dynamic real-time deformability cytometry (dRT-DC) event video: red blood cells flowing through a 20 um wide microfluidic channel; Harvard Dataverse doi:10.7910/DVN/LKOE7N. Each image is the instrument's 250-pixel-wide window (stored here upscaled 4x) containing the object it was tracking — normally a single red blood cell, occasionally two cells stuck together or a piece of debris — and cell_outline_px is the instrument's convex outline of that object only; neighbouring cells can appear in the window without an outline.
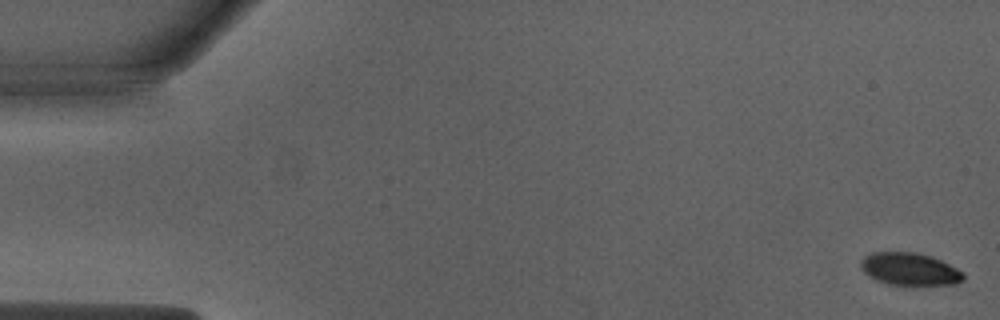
{"species": "Egyptian fruit bat (a non-hibernating species)", "species_latin": "Rousettus aegyptiacus", "temperature_condition": "warm", "stored_images_in_passage": 52, "camera_frame_rate_fps": 3000, "um_per_image_px": 0.085, "animal": {"sex": "male"}, "frame": {"image": 1, "passage_image": 1, "time_ms": 0.0, "image_size_px": [1000, 320], "cell_outline_px": [[964, 280], [956, 284], [892, 284], [876, 280], [864, 272], [860, 268], [860, 260], [864, 256], [872, 252], [916, 252], [932, 256], [964, 272]], "centroid_in_image_um": [77.31, 22.85], "position_along_channel_um": 7.7, "area_um2": 19.31}}
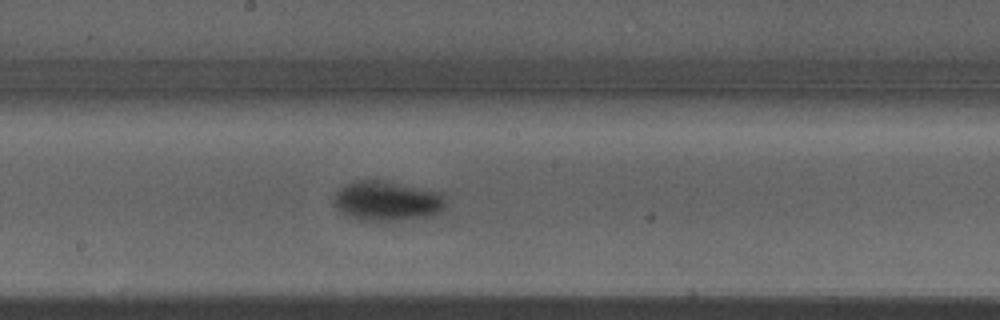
{"frame": {"image": 2, "passage_image": 28, "time_ms": 9.0, "image_size_px": [1000, 320], "cell_outline_px": [[444, 208], [440, 212], [432, 216], [400, 220], [360, 220], [344, 212], [336, 204], [336, 192], [344, 184], [356, 180], [388, 180], [444, 192]], "centroid_in_image_um": [33.0, 17.04], "position_along_channel_um": 215.2, "area_um2": 25.89}}
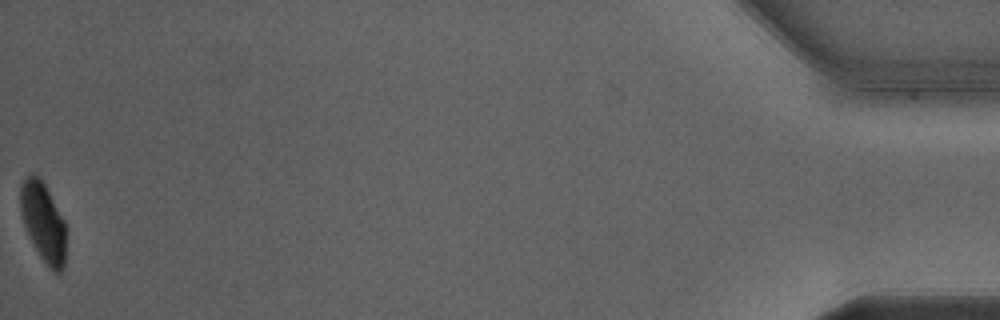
{"frame": {"image": 3, "passage_image": 52, "time_ms": 17.0, "image_size_px": [1000, 320], "cell_outline_px": [[64, 268], [60, 272], [52, 272], [48, 268], [40, 256], [24, 224], [20, 212], [20, 184], [24, 176], [32, 172], [40, 176], [64, 220]], "centroid_in_image_um": [3.64, 18.82], "position_along_channel_um": 431.6, "area_um2": 20.87}, "authors_computed_cell_mechanics": {"area_um2": 23.5535, "velocity_mm_per_s": 3.9897, "shape_relaxation_time_tau1_ms": 1.8709, "shape_relaxation_time_tau2_ms": null, "deformation_change_tau1": 0.1534, "deformation_change_tau2": null}}